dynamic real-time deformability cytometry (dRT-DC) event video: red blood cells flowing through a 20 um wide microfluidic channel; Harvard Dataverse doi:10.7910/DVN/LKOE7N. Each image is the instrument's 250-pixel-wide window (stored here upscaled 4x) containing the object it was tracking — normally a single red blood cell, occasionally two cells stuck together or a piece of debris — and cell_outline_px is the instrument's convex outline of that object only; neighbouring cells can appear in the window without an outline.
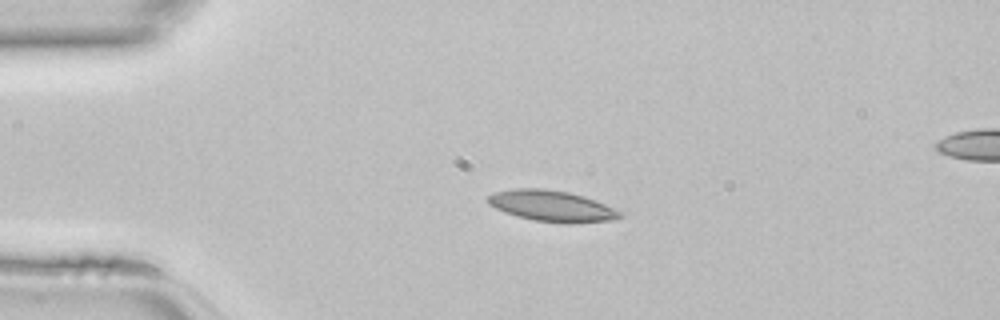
{"species": "common noctule bat (a hibernating species)", "species_latin": "Nyctalus noctula", "temperature_condition": "room temperature", "stored_images_in_passage": 36, "camera_frame_rate_fps": 3000, "um_per_image_px": 0.085, "animal": {"sex": "female", "body_mass_g": 22.7, "forearm_length_mm": 54.2}, "frame": {"image": 1, "passage_image": 1, "time_ms": 0.0, "image_size_px": [1000, 320], "cell_outline_px": [[624, 216], [612, 220], [536, 220], [516, 216], [504, 212], [488, 204], [488, 196], [496, 192], [512, 188], [544, 188], [568, 192], [584, 196], [604, 204], [620, 212]], "centroid_in_image_um": [46.8, 17.44], "position_along_channel_um": 38.2, "area_um2": 22.66}}
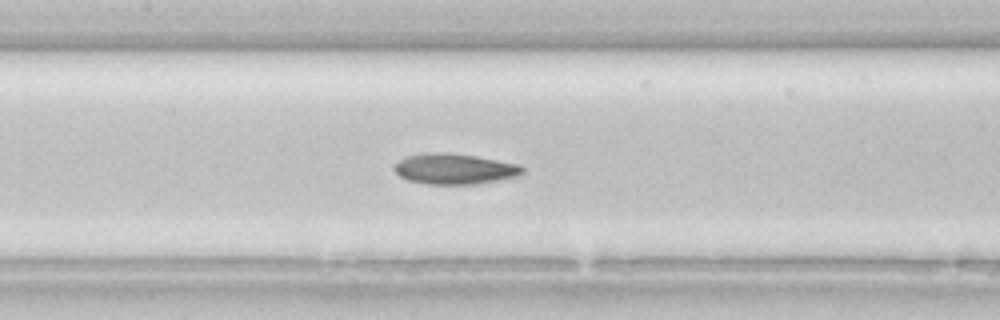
{"frame": {"image": 2, "passage_image": 12, "time_ms": 3.667, "image_size_px": [1000, 320], "cell_outline_px": [[524, 172], [520, 176], [476, 184], [428, 184], [408, 180], [400, 176], [392, 168], [400, 160], [408, 156], [428, 152], [448, 152], [476, 156], [520, 164], [524, 168]], "centroid_in_image_um": [38.67, 14.35], "position_along_channel_um": 168.7, "area_um2": 22.95}}
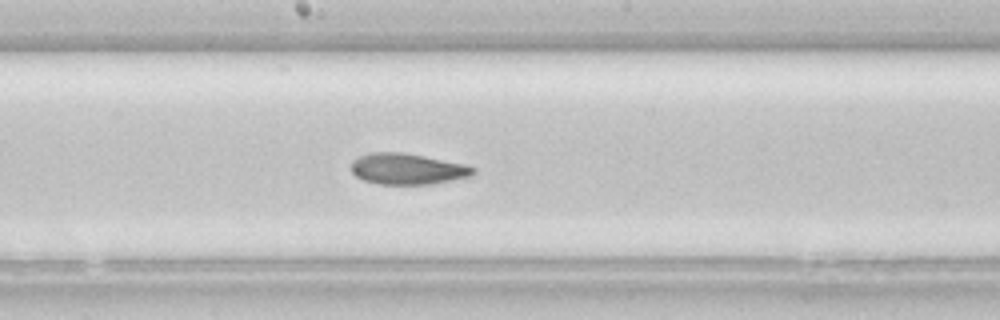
{"frame": {"image": 3, "passage_image": 15, "time_ms": 4.667, "image_size_px": [1000, 320], "cell_outline_px": [[476, 172], [472, 176], [432, 184], [380, 184], [364, 180], [356, 176], [352, 172], [352, 160], [360, 156], [372, 152], [404, 152], [464, 164], [476, 168]], "centroid_in_image_um": [34.65, 14.36], "position_along_channel_um": 213.5, "area_um2": 22.02}}